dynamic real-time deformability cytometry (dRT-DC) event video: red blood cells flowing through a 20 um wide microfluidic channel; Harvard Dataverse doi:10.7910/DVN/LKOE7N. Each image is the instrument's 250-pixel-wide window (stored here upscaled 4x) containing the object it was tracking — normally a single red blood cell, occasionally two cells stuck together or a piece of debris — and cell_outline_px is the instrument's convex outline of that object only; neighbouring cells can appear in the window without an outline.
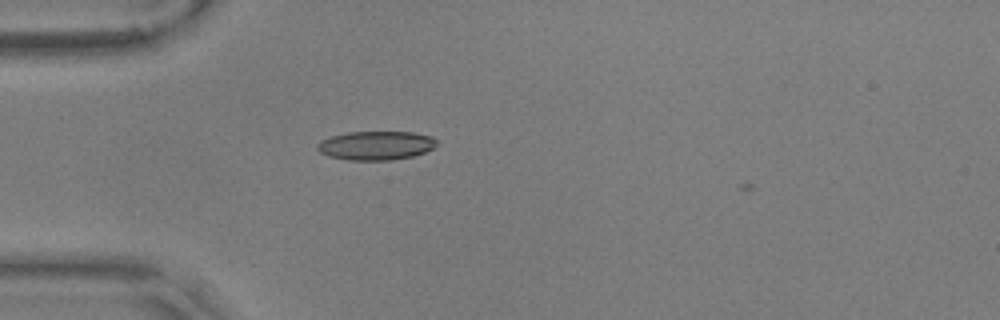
{"species": "common noctule bat (a hibernating species)", "species_latin": "Nyctalus noctula", "temperature_condition": "warm", "stored_images_in_passage": 4, "camera_frame_rate_fps": 3000, "um_per_image_px": 0.085, "animal": {"sex": "male", "body_mass_g": 17.9, "forearm_length_mm": 54.2}, "frame": {"image": 1, "passage_image": 2, "time_ms": 0.333, "image_size_px": [1000, 320], "cell_outline_px": [[436, 144], [432, 148], [424, 152], [412, 156], [392, 160], [348, 160], [328, 156], [320, 152], [316, 148], [316, 144], [320, 140], [332, 136], [348, 132], [412, 132], [432, 136], [436, 140]], "centroid_in_image_um": [31.92, 12.37], "position_along_channel_um": 53.1, "area_um2": 20.06}}